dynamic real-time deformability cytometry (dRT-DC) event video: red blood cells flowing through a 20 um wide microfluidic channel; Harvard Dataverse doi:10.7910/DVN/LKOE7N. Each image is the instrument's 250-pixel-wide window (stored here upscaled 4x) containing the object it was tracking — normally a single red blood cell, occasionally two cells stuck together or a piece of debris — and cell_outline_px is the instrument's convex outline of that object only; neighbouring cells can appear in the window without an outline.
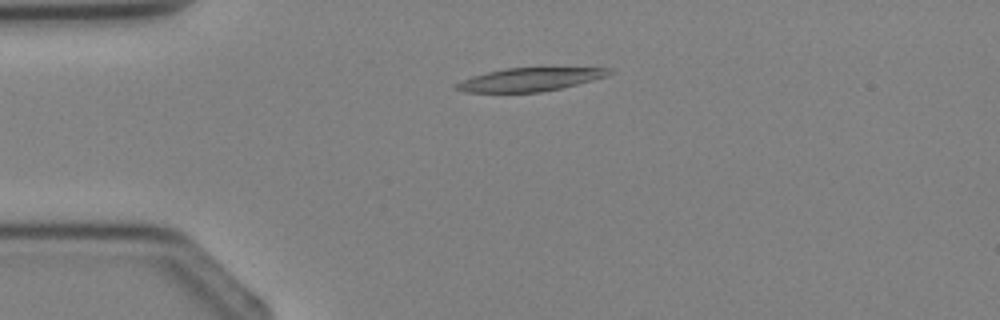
{"species": "Egyptian fruit bat (a non-hibernating species)", "species_latin": "Rousettus aegyptiacus", "temperature_condition": "cold", "stored_images_in_passage": 3, "camera_frame_rate_fps": 3000, "um_per_image_px": 0.085, "animal": {"sex": "female"}, "frame": {"image": 1, "passage_image": 3, "time_ms": 2.333, "image_size_px": [1000, 320], "cell_outline_px": [[612, 72], [608, 76], [560, 88], [540, 92], [464, 92], [452, 88], [456, 84], [472, 76], [488, 72], [508, 68], [608, 68]], "centroid_in_image_um": [45.0, 6.76], "position_along_channel_um": 40.0, "area_um2": 20.35}}